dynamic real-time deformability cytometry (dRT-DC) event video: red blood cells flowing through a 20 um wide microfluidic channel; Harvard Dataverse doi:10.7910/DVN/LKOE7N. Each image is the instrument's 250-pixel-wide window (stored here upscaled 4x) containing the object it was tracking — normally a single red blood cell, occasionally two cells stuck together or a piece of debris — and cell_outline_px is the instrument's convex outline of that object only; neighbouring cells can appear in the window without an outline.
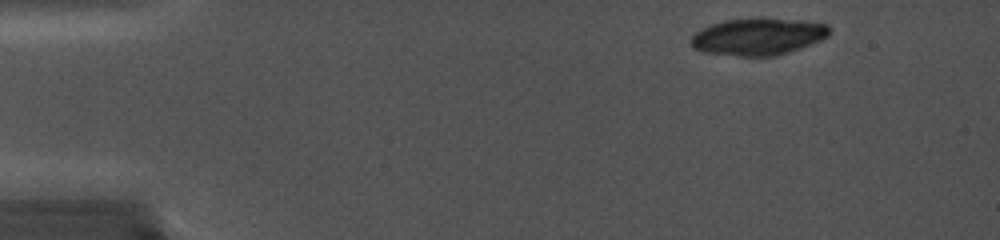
{"species": "common noctule bat (a hibernating species)", "species_latin": "Nyctalus noctula", "temperature_condition": "cold", "stored_images_in_passage": 19, "camera_frame_rate_fps": 5000, "um_per_image_px": 0.085, "animal": {"sex": "female", "body_mass_g": 19.0, "forearm_length_mm": 56.7}, "frame": {"image": 1, "passage_image": 6, "time_ms": 1.0, "image_size_px": [1000, 240], "cell_outline_px": [[832, 28], [828, 36], [820, 40], [800, 48], [788, 52], [772, 56], [740, 56], [704, 52], [692, 48], [692, 36], [700, 28], [724, 20], [804, 20], [828, 24]], "centroid_in_image_um": [64.45, 3.13], "position_along_channel_um": 20.5, "area_um2": 29.25}}